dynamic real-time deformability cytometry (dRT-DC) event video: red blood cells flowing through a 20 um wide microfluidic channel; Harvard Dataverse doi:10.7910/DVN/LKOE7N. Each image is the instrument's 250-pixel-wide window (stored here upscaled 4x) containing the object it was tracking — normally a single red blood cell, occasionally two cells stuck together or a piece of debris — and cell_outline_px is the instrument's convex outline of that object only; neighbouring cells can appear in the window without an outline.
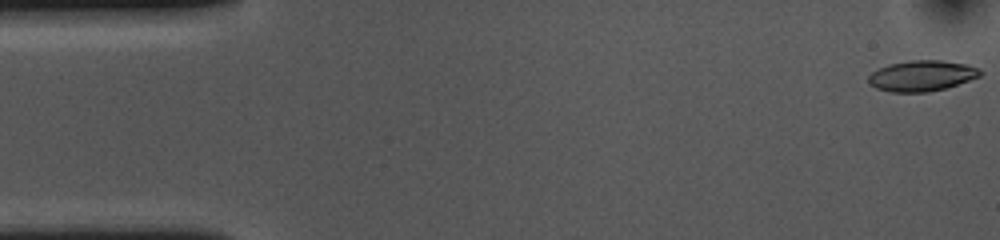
{"species": "common noctule bat (a hibernating species)", "species_latin": "Nyctalus noctula", "temperature_condition": "cold", "stored_images_in_passage": 54, "camera_frame_rate_fps": 3000, "um_per_image_px": 0.085, "animal": {"sex": "female", "body_mass_g": 10.0, "forearm_length_mm": 53.1}, "frame": {"image": 1, "passage_image": 1, "time_ms": 0.0, "image_size_px": [1000, 240], "cell_outline_px": [[984, 72], [980, 76], [944, 88], [928, 92], [892, 92], [876, 88], [868, 84], [868, 76], [872, 72], [888, 64], [912, 60], [944, 60], [964, 64], [980, 68]], "centroid_in_image_um": [78.34, 6.43], "position_along_channel_um": 6.7, "area_um2": 19.94}}
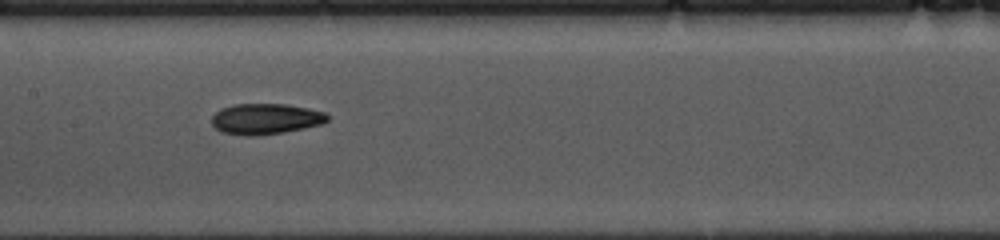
{"frame": {"image": 2, "passage_image": 25, "time_ms": 8.0, "image_size_px": [1000, 240], "cell_outline_px": [[328, 120], [320, 124], [304, 128], [284, 132], [252, 136], [248, 136], [220, 132], [212, 124], [212, 116], [220, 108], [236, 104], [284, 104], [308, 108], [324, 112], [328, 116]], "centroid_in_image_um": [22.55, 10.1], "position_along_channel_um": 184.9, "area_um2": 20.63}}
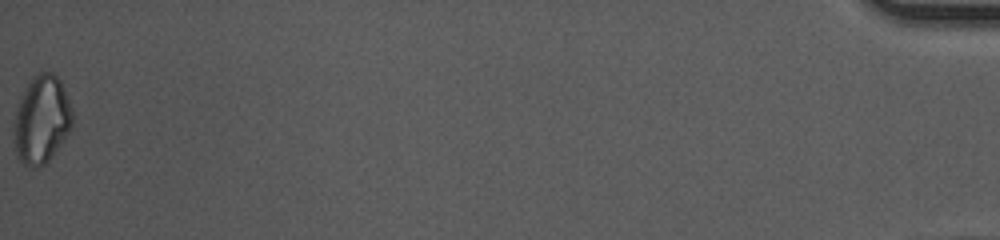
{"frame": {"image": 3, "passage_image": 54, "time_ms": 17.667, "image_size_px": [1000, 240], "cell_outline_px": [[72, 124], [68, 132], [48, 160], [44, 164], [36, 168], [28, 168], [16, 156], [12, 140], [12, 124], [16, 108], [20, 96], [24, 88], [32, 76], [40, 72], [52, 72], [60, 80], [64, 88], [72, 108]], "centroid_in_image_um": [3.47, 10.16], "position_along_channel_um": 431.7, "area_um2": 30.4}, "authors_computed_cell_mechanics": {"area_um2": 20.3745, "velocity_mm_per_s": 3.661, "shape_relaxation_time_tau1_ms": 5.5931, "shape_relaxation_time_tau2_ms": 7.7184, "deformation_change_tau1": 0.1249, "deformation_change_tau2": 0.1394}}